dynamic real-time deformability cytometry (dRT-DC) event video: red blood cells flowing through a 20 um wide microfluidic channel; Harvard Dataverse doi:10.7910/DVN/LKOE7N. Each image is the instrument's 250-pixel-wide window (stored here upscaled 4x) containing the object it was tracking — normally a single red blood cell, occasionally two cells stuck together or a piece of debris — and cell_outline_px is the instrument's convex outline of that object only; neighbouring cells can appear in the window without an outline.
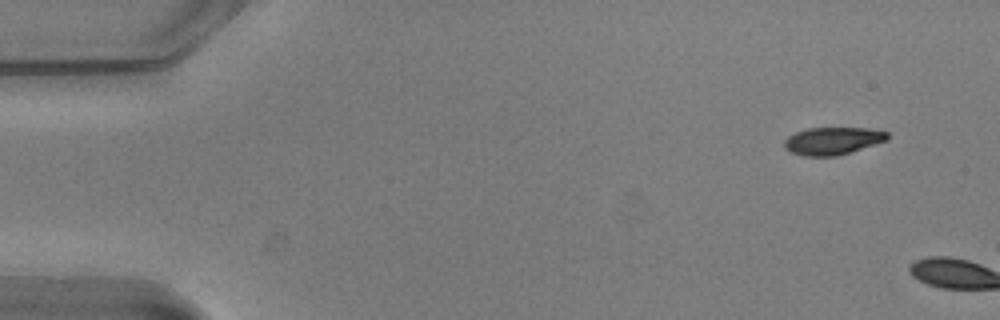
{"species": "common noctule bat (a hibernating species)", "species_latin": "Nyctalus noctula", "temperature_condition": "warm", "stored_images_in_passage": 3, "camera_frame_rate_fps": 3000, "um_per_image_px": 0.085, "animal": {"sex": "male", "body_mass_g": 20.5, "forearm_length_mm": 52.5}, "frame": {"image": 1, "passage_image": 1, "time_ms": 0.0, "image_size_px": [1000, 320], "cell_outline_px": [[888, 140], [836, 156], [804, 156], [792, 152], [784, 148], [784, 140], [788, 136], [796, 132], [808, 128], [872, 128], [888, 132]], "centroid_in_image_um": [70.78, 11.96], "position_along_channel_um": 14.2, "area_um2": 16.47}}